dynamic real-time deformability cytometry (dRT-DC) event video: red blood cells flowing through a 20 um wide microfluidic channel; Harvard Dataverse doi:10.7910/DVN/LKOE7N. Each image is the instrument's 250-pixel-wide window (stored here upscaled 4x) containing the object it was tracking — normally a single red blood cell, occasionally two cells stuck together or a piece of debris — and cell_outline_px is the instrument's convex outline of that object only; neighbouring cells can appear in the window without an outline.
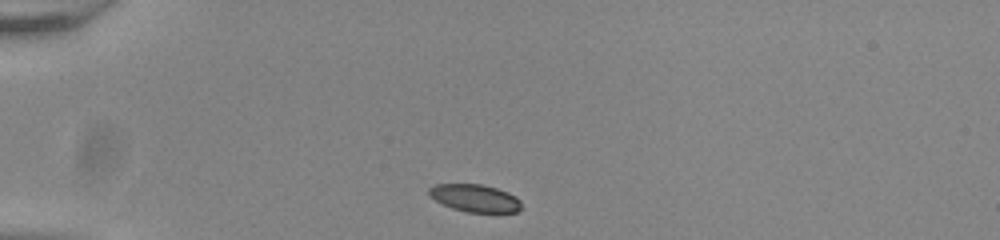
{"species": "common noctule bat (a hibernating species)", "species_latin": "Nyctalus noctula", "temperature_condition": "room temperature", "stored_images_in_passage": 41, "camera_frame_rate_fps": 3000, "um_per_image_px": 0.085, "animal": {"sex": "male", "body_mass_g": 20.0, "forearm_length_mm": 53.3}, "frame": {"image": 1, "passage_image": 1, "time_ms": 0.0, "image_size_px": [1000, 240], "cell_outline_px": [[524, 208], [516, 212], [468, 212], [452, 208], [436, 200], [428, 192], [428, 188], [436, 184], [480, 184], [496, 188], [508, 192], [516, 196], [520, 200]], "centroid_in_image_um": [40.43, 16.84], "position_along_channel_um": 44.6, "area_um2": 14.8}}
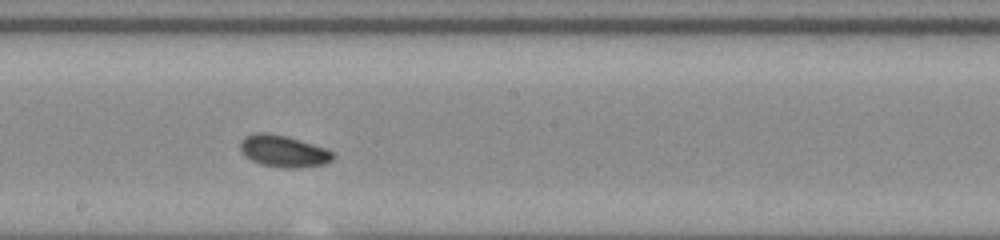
{"frame": {"image": 2, "passage_image": 18, "time_ms": 5.667, "image_size_px": [1000, 240], "cell_outline_px": [[336, 156], [332, 160], [324, 164], [300, 168], [284, 168], [260, 164], [244, 156], [240, 148], [240, 140], [244, 136], [256, 132], [268, 132], [284, 136], [324, 148], [332, 152]], "centroid_in_image_um": [24.05, 12.86], "position_along_channel_um": 224.1, "area_um2": 17.11}}
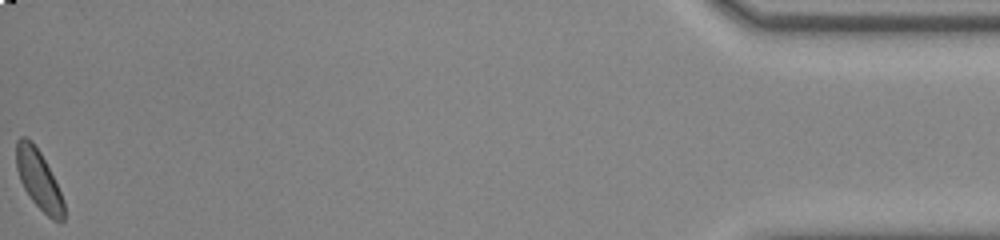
{"frame": {"image": 3, "passage_image": 41, "time_ms": 13.333, "image_size_px": [1000, 240], "cell_outline_px": [[64, 220], [60, 224], [52, 220], [32, 200], [24, 188], [20, 180], [16, 168], [16, 140], [20, 136], [24, 136], [32, 140], [40, 152], [64, 200]], "centroid_in_image_um": [3.28, 15.27], "position_along_channel_um": 431.9, "area_um2": 16.3}, "authors_computed_cell_mechanics": {"area_um2": 16.762, "velocity_mm_per_s": 3.8306, "shape_relaxation_time_tau1_ms": 1.2063, "shape_relaxation_time_tau2_ms": null, "deformation_change_tau1": 0.0452, "deformation_change_tau2": null}}